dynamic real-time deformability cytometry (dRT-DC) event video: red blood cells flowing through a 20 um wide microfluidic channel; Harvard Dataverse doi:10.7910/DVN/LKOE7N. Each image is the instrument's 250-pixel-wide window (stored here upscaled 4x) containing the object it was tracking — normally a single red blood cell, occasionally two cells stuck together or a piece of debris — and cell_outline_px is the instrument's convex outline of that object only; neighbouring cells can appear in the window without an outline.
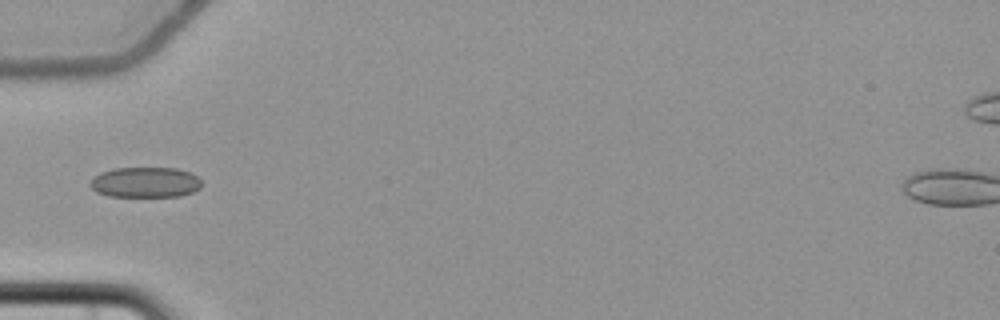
{"species": "common noctule bat (a hibernating species)", "species_latin": "Nyctalus noctula", "temperature_condition": "cold", "stored_images_in_passage": 6, "camera_frame_rate_fps": 3000, "um_per_image_px": 0.085, "animal": {"sex": "female", "body_mass_g": 22.7, "forearm_length_mm": 54.2}, "frame": {"image": 1, "passage_image": 6, "time_ms": 6.0, "image_size_px": [1000, 320], "cell_outline_px": [[200, 188], [192, 192], [180, 196], [108, 196], [96, 192], [88, 184], [100, 172], [112, 168], [176, 168], [192, 172], [200, 180]], "centroid_in_image_um": [12.34, 15.49], "position_along_channel_um": 72.7, "area_um2": 19.77}}